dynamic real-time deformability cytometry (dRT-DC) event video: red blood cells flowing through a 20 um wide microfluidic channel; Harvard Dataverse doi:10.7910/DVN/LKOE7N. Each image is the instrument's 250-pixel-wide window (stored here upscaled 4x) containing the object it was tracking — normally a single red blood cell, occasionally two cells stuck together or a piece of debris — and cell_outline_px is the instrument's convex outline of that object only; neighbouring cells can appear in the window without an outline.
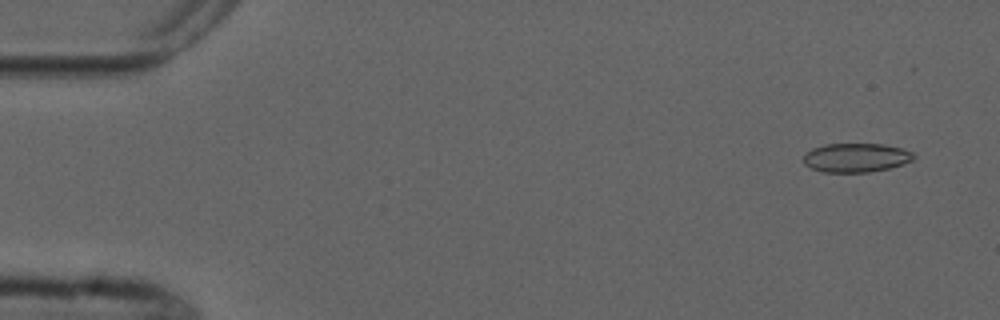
{"species": "common noctule bat (a hibernating species)", "species_latin": "Nyctalus noctula", "temperature_condition": "cold", "stored_images_in_passage": 2, "camera_frame_rate_fps": 3000, "um_per_image_px": 0.085, "animal": {"sex": "male", "forearm_length_mm": 52.5}, "frame": {"image": 1, "passage_image": 1, "time_ms": 0.0, "image_size_px": [1000, 320], "cell_outline_px": [[916, 156], [912, 160], [904, 164], [872, 172], [824, 172], [812, 168], [804, 164], [804, 156], [812, 148], [824, 144], [884, 144], [904, 148], [912, 152]], "centroid_in_image_um": [72.8, 13.39], "position_along_channel_um": 12.2, "area_um2": 18.67}}